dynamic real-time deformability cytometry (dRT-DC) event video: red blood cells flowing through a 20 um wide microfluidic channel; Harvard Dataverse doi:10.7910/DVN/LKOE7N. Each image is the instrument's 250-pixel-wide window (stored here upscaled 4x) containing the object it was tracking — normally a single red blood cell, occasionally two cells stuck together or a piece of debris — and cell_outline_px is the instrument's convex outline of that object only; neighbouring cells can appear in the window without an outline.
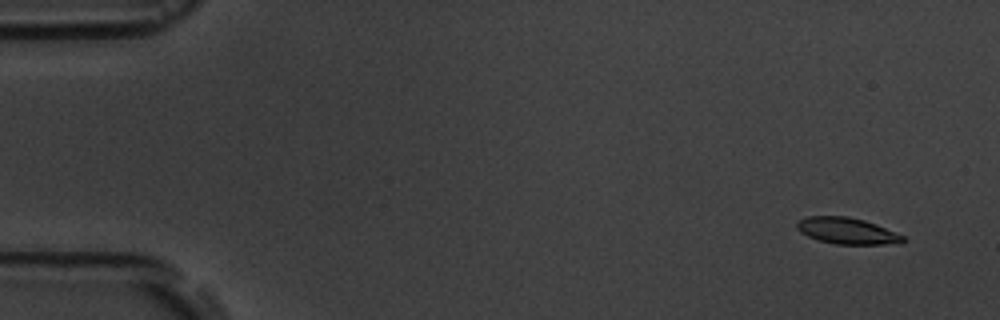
{"species": "common noctule bat (a hibernating species)", "species_latin": "Nyctalus noctula", "temperature_condition": "room temperature", "stored_images_in_passage": 4, "camera_frame_rate_fps": 3000, "um_per_image_px": 0.085, "animal": {"sex": "male", "body_mass_g": 19.5, "forearm_length_mm": 54.6}, "frame": {"image": 1, "passage_image": 1, "time_ms": 0.0, "image_size_px": [1000, 320], "cell_outline_px": [[908, 240], [900, 244], [836, 244], [820, 240], [808, 236], [800, 232], [796, 228], [796, 224], [800, 220], [808, 216], [848, 216], [864, 220], [876, 224], [904, 236]], "centroid_in_image_um": [72.03, 19.63], "position_along_channel_um": 13.0, "area_um2": 16.3}}
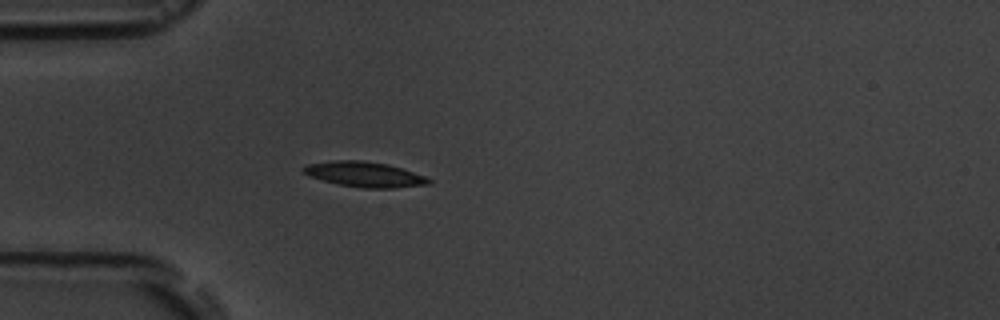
{"frame": {"image": 2, "passage_image": 4, "time_ms": 4.333, "image_size_px": [1000, 320], "cell_outline_px": [[432, 184], [392, 188], [364, 188], [340, 184], [308, 176], [300, 168], [308, 164], [336, 160], [360, 160], [388, 164], [424, 176], [432, 180]], "centroid_in_image_um": [30.99, 14.82], "position_along_channel_um": 54.0, "area_um2": 18.21}}